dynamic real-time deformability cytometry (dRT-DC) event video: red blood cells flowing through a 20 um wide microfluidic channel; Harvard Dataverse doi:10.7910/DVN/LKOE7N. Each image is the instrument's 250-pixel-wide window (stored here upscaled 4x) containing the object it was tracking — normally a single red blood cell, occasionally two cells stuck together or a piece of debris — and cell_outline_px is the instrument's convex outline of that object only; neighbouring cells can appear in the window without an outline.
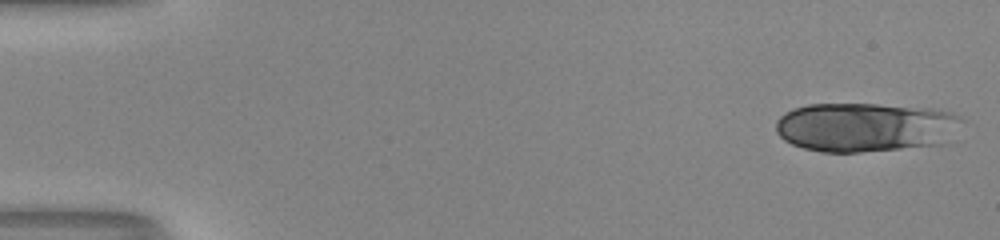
{"species": "human", "species_latin": "Homo sapiens", "temperature_condition": "room temperature", "stored_images_in_passage": 23, "camera_frame_rate_fps": 3000, "um_per_image_px": 0.085, "donor": {"sex": "male"}, "frame": {"image": 1, "passage_image": 1, "time_ms": 0.0, "image_size_px": [1000, 240], "cell_outline_px": [[972, 124], [944, 144], [860, 152], [820, 152], [804, 148], [792, 144], [784, 140], [776, 132], [776, 120], [784, 112], [792, 108], [808, 104], [876, 104], [932, 108], [952, 112], [968, 120]], "centroid_in_image_um": [73.71, 10.8], "position_along_channel_um": 11.3, "area_um2": 54.79}}
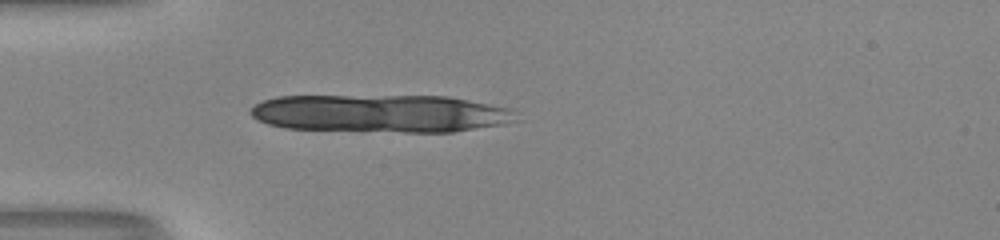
{"frame": {"image": 2, "passage_image": 15, "time_ms": 4.667, "image_size_px": [1000, 240], "cell_outline_px": [[524, 120], [504, 124], [452, 132], [404, 132], [284, 128], [268, 124], [256, 120], [248, 112], [256, 104], [264, 100], [276, 96], [448, 96], [512, 108]], "centroid_in_image_um": [32.44, 9.64], "position_along_channel_um": 52.6, "area_um2": 59.07}}